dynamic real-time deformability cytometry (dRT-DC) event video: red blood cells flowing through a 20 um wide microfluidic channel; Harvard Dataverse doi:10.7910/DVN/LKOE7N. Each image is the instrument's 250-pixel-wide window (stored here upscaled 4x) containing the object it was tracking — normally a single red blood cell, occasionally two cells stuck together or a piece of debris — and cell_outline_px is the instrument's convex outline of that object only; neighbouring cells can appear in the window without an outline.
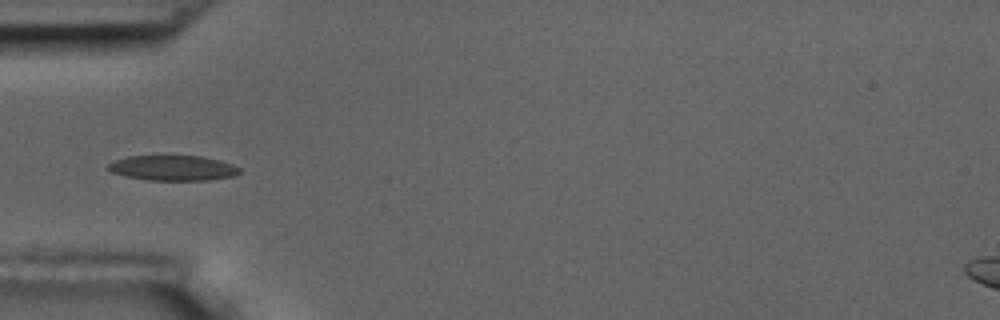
{"species": "common noctule bat (a hibernating species)", "species_latin": "Nyctalus noctula", "temperature_condition": "room temperature", "stored_images_in_passage": 5, "camera_frame_rate_fps": 3000, "um_per_image_px": 0.085, "animal": {"sex": "male", "body_mass_g": 17.5, "forearm_length_mm": 52.3}, "frame": {"image": 1, "passage_image": 5, "time_ms": 4.333, "image_size_px": [1000, 320], "cell_outline_px": [[240, 172], [232, 176], [208, 180], [148, 180], [124, 176], [112, 172], [108, 168], [108, 164], [112, 160], [128, 156], [200, 156], [220, 160], [232, 164], [240, 168]], "centroid_in_image_um": [14.67, 14.27], "position_along_channel_um": 70.3, "area_um2": 19.25}}